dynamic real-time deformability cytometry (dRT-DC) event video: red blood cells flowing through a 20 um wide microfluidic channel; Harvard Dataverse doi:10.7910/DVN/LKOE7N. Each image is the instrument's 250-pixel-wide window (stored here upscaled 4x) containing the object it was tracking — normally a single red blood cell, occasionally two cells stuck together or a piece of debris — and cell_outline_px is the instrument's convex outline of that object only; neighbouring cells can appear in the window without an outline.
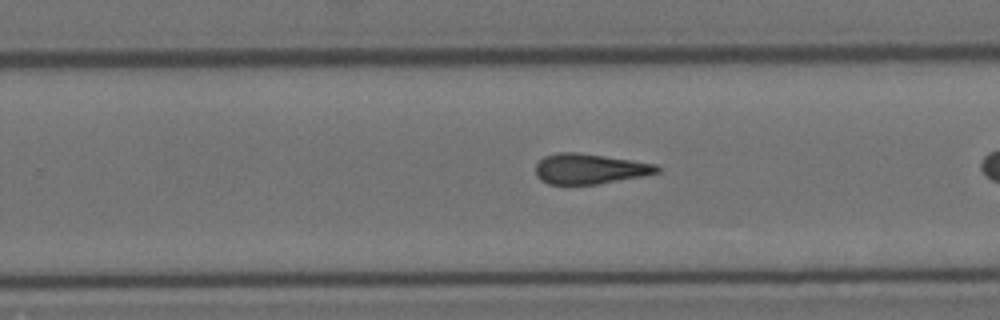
{"species": "Egyptian fruit bat (a non-hibernating species)", "species_latin": "Rousettus aegyptiacus", "temperature_condition": "cold", "stored_images_in_passage": 29, "camera_frame_rate_fps": 3000, "um_per_image_px": 0.085, "animal": {"sex": "female"}, "frame": {"image": 1, "passage_image": 21, "time_ms": 6.667, "image_size_px": [1000, 320], "cell_outline_px": [[660, 172], [644, 176], [596, 184], [548, 184], [540, 180], [536, 176], [536, 164], [544, 156], [556, 152], [576, 152], [632, 160], [656, 164], [660, 168]], "centroid_in_image_um": [50.11, 14.35], "position_along_channel_um": 279.7, "area_um2": 21.44}}
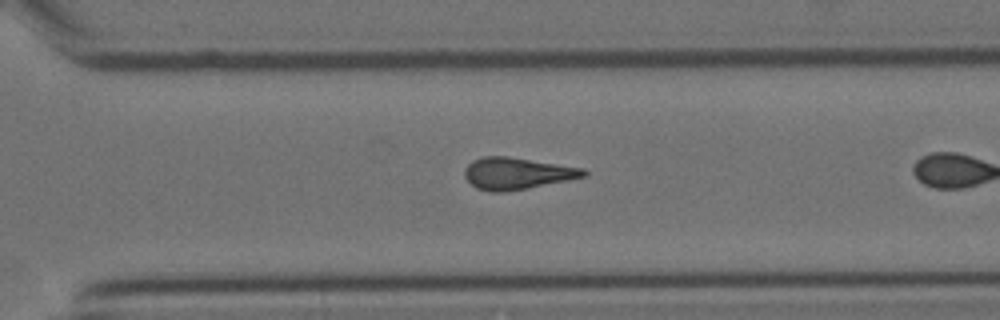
{"frame": {"image": 2, "passage_image": 25, "time_ms": 8.0, "image_size_px": [1000, 320], "cell_outline_px": [[588, 176], [528, 188], [500, 192], [488, 192], [476, 188], [464, 176], [464, 168], [472, 160], [484, 156], [508, 156], [584, 168], [588, 172]], "centroid_in_image_um": [43.94, 14.73], "position_along_channel_um": 326.7, "area_um2": 22.14}}